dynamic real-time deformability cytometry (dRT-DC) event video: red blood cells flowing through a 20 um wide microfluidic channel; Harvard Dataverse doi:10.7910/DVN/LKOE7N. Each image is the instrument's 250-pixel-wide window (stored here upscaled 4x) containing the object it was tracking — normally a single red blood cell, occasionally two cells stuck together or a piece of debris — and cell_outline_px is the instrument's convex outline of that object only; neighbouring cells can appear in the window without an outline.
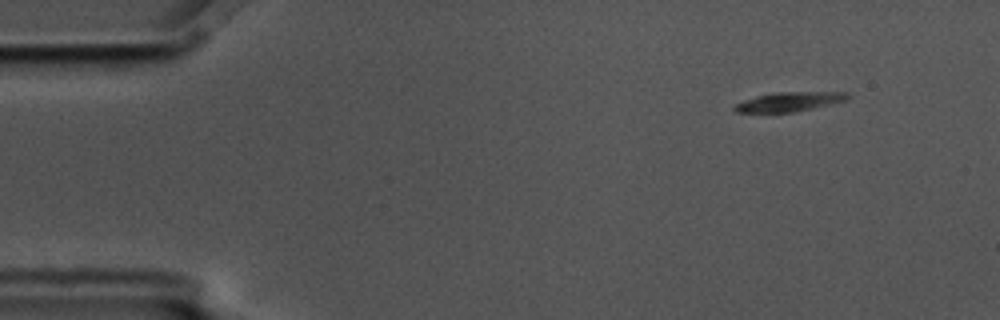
{"species": "common noctule bat (a hibernating species)", "species_latin": "Nyctalus noctula", "temperature_condition": "cold", "stored_images_in_passage": 5, "camera_frame_rate_fps": 3000, "um_per_image_px": 0.085, "animal": {"sex": "male", "body_mass_g": 17.5, "forearm_length_mm": 52.3}, "frame": {"image": 1, "passage_image": 1, "time_ms": 0.0, "image_size_px": [1000, 320], "cell_outline_px": [[852, 96], [848, 100], [812, 108], [792, 112], [736, 112], [732, 108], [736, 104], [744, 100], [756, 96], [780, 92], [848, 92]], "centroid_in_image_um": [67.14, 8.64], "position_along_channel_um": 17.9, "area_um2": 12.6}}
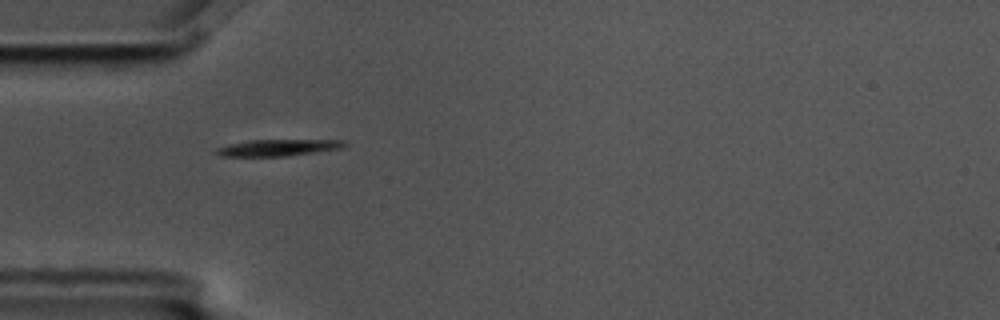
{"frame": {"image": 2, "passage_image": 4, "time_ms": 1.0, "image_size_px": [1000, 320], "cell_outline_px": [[348, 144], [340, 148], [288, 156], [220, 156], [212, 152], [216, 148], [228, 144], [248, 140], [348, 140]], "centroid_in_image_um": [23.59, 12.54], "position_along_channel_um": 61.4, "area_um2": 12.43}}